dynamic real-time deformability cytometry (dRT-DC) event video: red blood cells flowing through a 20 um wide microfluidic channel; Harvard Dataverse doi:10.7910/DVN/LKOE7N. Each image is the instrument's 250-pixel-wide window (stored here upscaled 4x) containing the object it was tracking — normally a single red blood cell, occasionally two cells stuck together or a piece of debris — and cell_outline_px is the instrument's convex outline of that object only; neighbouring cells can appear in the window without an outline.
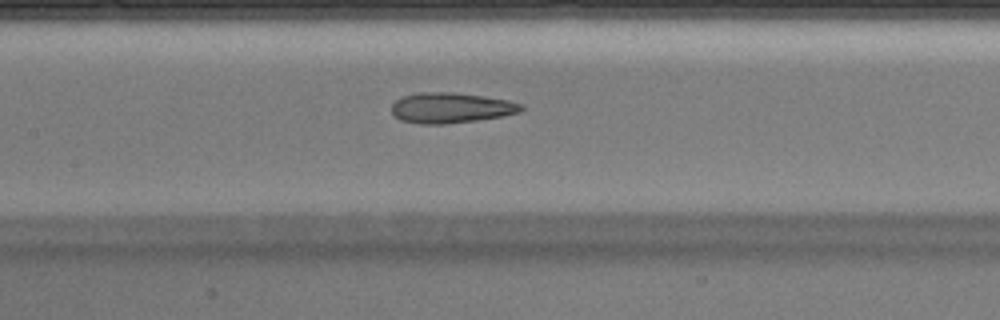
{"species": "Egyptian fruit bat (a non-hibernating species)", "species_latin": "Rousettus aegyptiacus", "temperature_condition": "warm", "stored_images_in_passage": 42, "camera_frame_rate_fps": 3000, "um_per_image_px": 0.085, "animal": {"sex": "male"}, "frame": {"image": 1, "passage_image": 19, "time_ms": 6.0, "image_size_px": [1000, 320], "cell_outline_px": [[524, 108], [520, 112], [500, 116], [476, 120], [444, 124], [420, 124], [400, 120], [392, 116], [392, 104], [396, 100], [404, 96], [420, 92], [452, 92], [484, 96], [508, 100], [524, 104]], "centroid_in_image_um": [38.31, 9.16], "position_along_channel_um": 169.1, "area_um2": 23.0}}